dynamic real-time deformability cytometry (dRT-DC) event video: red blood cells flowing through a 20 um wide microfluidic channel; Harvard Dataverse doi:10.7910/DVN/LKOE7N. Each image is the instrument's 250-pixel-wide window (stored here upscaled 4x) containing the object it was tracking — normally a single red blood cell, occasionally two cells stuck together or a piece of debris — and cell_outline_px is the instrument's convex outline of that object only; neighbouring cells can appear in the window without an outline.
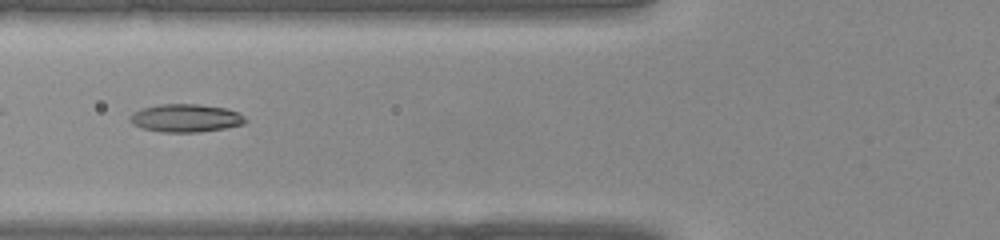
{"species": "common noctule bat (a hibernating species)", "species_latin": "Nyctalus noctula", "temperature_condition": "warm", "stored_images_in_passage": 36, "camera_frame_rate_fps": 3000, "um_per_image_px": 0.085, "animal": {"sex": "female", "body_mass_g": 22.0, "forearm_length_mm": 56.7}, "frame": {"image": 1, "passage_image": 15, "time_ms": 4.667, "image_size_px": [1000, 240], "cell_outline_px": [[248, 120], [244, 124], [224, 128], [200, 132], [164, 132], [140, 128], [132, 124], [128, 120], [128, 116], [132, 112], [140, 108], [160, 104], [200, 104], [224, 108], [240, 112]], "centroid_in_image_um": [15.75, 10.03], "position_along_channel_um": 110.0, "area_um2": 19.13}}
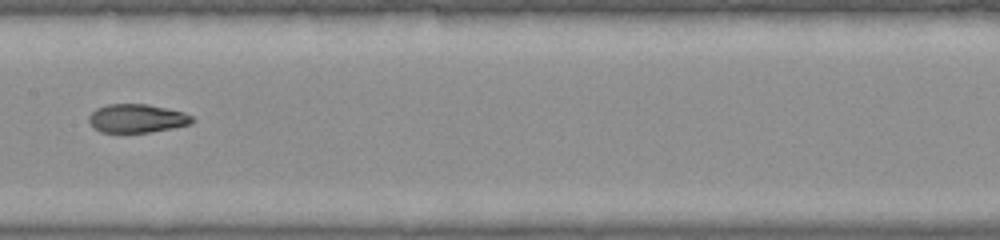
{"frame": {"image": 2, "passage_image": 20, "time_ms": 6.333, "image_size_px": [1000, 240], "cell_outline_px": [[196, 120], [192, 124], [172, 128], [148, 132], [100, 132], [92, 128], [88, 120], [88, 116], [96, 108], [108, 104], [148, 104], [184, 112], [192, 116]], "centroid_in_image_um": [11.63, 10.06], "position_along_channel_um": 195.8, "area_um2": 17.34}}
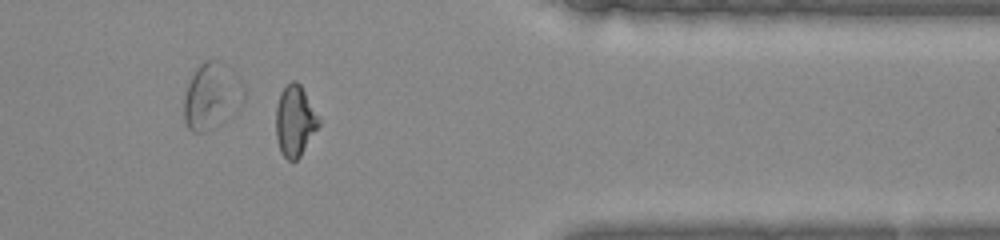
{"frame": {"image": 3, "passage_image": 32, "time_ms": 10.333, "image_size_px": [1000, 240], "cell_outline_px": [[320, 124], [300, 156], [296, 160], [288, 160], [280, 152], [276, 136], [276, 104], [280, 92], [292, 80], [296, 80], [300, 84], [320, 120]], "centroid_in_image_um": [25.05, 10.27], "position_along_channel_um": 386.4, "area_um2": 17.51}}